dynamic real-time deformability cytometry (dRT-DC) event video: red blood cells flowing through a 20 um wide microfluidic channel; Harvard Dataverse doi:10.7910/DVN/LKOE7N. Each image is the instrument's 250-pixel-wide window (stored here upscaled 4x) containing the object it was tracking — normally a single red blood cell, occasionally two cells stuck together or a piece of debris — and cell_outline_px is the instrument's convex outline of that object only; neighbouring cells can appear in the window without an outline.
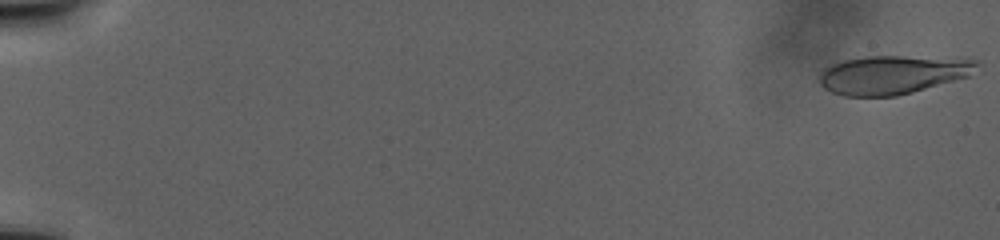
{"species": "human", "species_latin": "Homo sapiens", "temperature_condition": "warm", "stored_images_in_passage": 157, "camera_frame_rate_fps": 3000, "um_per_image_px": 0.085, "donor": {"sex": "male"}, "frame": {"image": 1, "passage_image": 1, "time_ms": 0.0, "image_size_px": [1000, 240], "cell_outline_px": [[980, 60], [968, 76], [912, 92], [896, 96], [844, 96], [832, 92], [824, 88], [820, 84], [820, 76], [832, 64], [844, 60], [864, 56], [900, 56]], "centroid_in_image_um": [75.83, 6.35], "position_along_channel_um": 9.2, "area_um2": 34.74}}
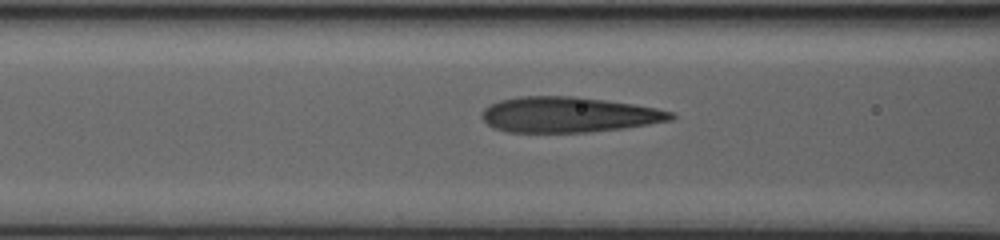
{"frame": {"image": 2, "passage_image": 79, "time_ms": 19.667, "image_size_px": [1000, 240], "cell_outline_px": [[676, 116], [672, 120], [648, 124], [620, 128], [588, 132], [508, 132], [496, 128], [488, 124], [480, 116], [484, 108], [500, 100], [520, 96], [576, 96], [632, 104], [656, 108], [672, 112]], "centroid_in_image_um": [48.31, 9.74], "position_along_channel_um": 118.3, "area_um2": 38.78}}
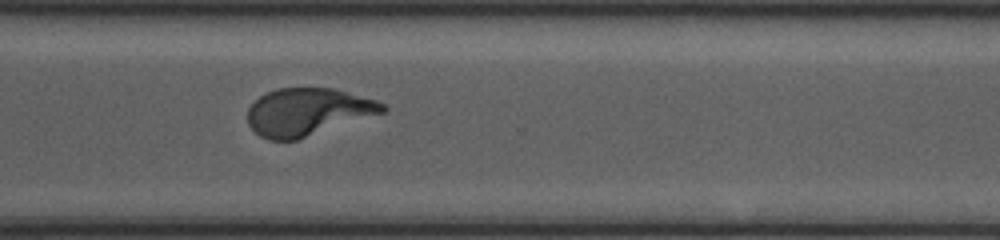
{"frame": {"image": 3, "passage_image": 156, "time_ms": 33.667, "image_size_px": [1000, 240], "cell_outline_px": [[388, 108], [384, 112], [296, 140], [268, 140], [260, 136], [248, 124], [248, 108], [260, 96], [276, 88], [332, 88], [376, 100], [384, 104]], "centroid_in_image_um": [26.14, 9.51], "position_along_channel_um": 344.5, "area_um2": 36.93}}